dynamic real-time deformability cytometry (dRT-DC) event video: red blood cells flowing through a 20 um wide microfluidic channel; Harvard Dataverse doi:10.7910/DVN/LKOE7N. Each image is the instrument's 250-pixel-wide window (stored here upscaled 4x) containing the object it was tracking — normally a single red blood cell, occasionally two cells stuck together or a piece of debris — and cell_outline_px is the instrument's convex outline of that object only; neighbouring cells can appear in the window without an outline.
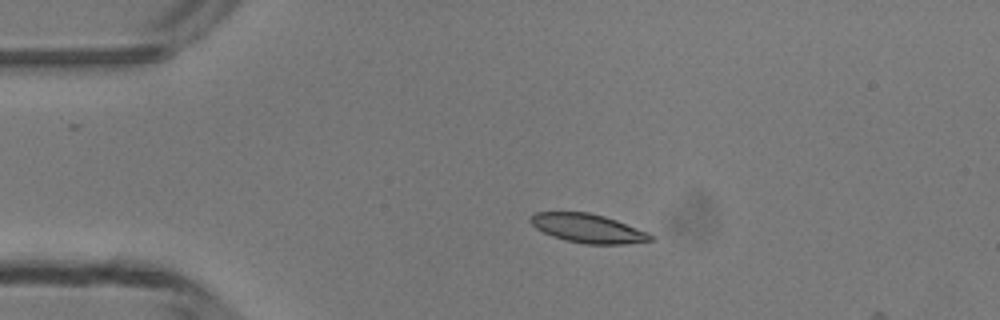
{"species": "common noctule bat (a hibernating species)", "species_latin": "Nyctalus noctula", "temperature_condition": "room temperature", "stored_images_in_passage": 3, "camera_frame_rate_fps": 3000, "um_per_image_px": 0.085, "animal": {"sex": "male", "body_mass_g": 13.3}, "frame": {"image": 1, "passage_image": 2, "time_ms": 1.333, "image_size_px": [1000, 320], "cell_outline_px": [[652, 240], [624, 244], [584, 244], [564, 240], [552, 236], [536, 228], [528, 220], [536, 212], [588, 212], [604, 216], [616, 220], [648, 232], [652, 236]], "centroid_in_image_um": [49.95, 19.41], "position_along_channel_um": 35.0, "area_um2": 20.06}}